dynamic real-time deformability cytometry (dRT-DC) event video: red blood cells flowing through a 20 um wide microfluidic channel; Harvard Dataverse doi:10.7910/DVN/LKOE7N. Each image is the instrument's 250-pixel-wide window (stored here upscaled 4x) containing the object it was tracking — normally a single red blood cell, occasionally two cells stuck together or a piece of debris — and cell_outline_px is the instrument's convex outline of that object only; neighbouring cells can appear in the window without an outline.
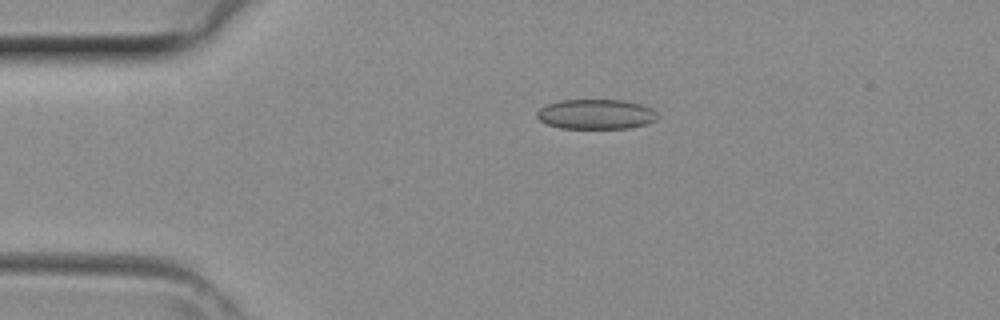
{"species": "common noctule bat (a hibernating species)", "species_latin": "Nyctalus noctula", "temperature_condition": "room temperature", "stored_images_in_passage": 37, "camera_frame_rate_fps": 3000, "um_per_image_px": 0.085, "animal": {"sex": "female", "body_mass_g": 29.2, "forearm_length_mm": 56.3}, "frame": {"image": 1, "passage_image": 4, "time_ms": 1.0, "image_size_px": [1000, 320], "cell_outline_px": [[660, 116], [656, 120], [644, 124], [628, 128], [560, 128], [548, 124], [540, 120], [536, 116], [536, 112], [540, 108], [548, 104], [560, 100], [624, 100], [640, 104], [652, 108]], "centroid_in_image_um": [50.67, 9.7], "position_along_channel_um": 34.3, "area_um2": 20.98}}
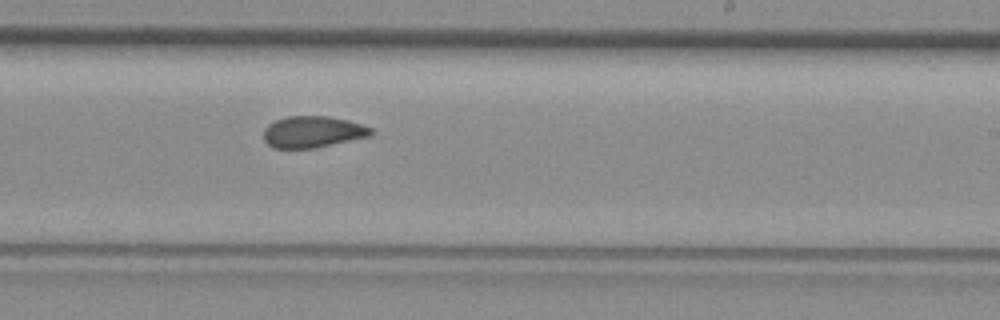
{"frame": {"image": 2, "passage_image": 20, "time_ms": 6.333, "image_size_px": [1000, 320], "cell_outline_px": [[372, 136], [316, 148], [272, 148], [264, 140], [264, 128], [268, 124], [276, 120], [288, 116], [328, 116], [348, 120], [372, 128]], "centroid_in_image_um": [26.58, 11.21], "position_along_channel_um": 262.4, "area_um2": 19.83}}
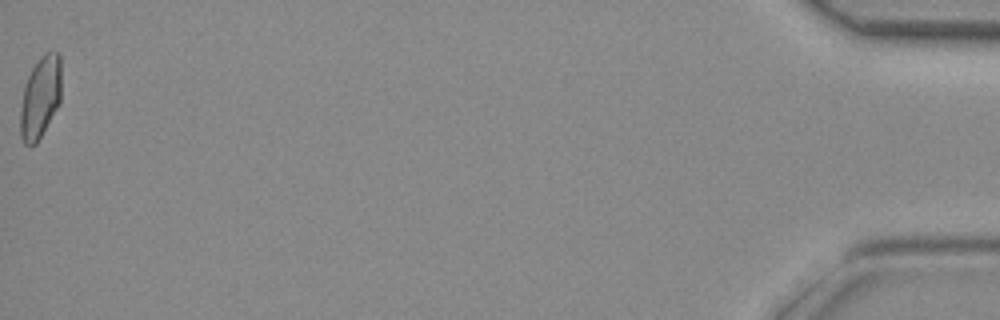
{"frame": {"image": 3, "passage_image": 37, "time_ms": 12.0, "image_size_px": [1000, 320], "cell_outline_px": [[60, 100], [56, 108], [36, 144], [24, 144], [20, 136], [20, 108], [24, 84], [32, 68], [40, 56], [44, 52], [60, 52]], "centroid_in_image_um": [3.4, 8.24], "position_along_channel_um": 431.8, "area_um2": 19.42}}